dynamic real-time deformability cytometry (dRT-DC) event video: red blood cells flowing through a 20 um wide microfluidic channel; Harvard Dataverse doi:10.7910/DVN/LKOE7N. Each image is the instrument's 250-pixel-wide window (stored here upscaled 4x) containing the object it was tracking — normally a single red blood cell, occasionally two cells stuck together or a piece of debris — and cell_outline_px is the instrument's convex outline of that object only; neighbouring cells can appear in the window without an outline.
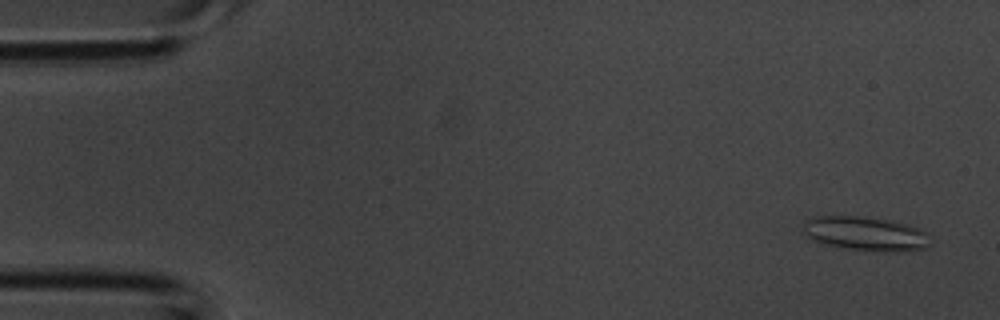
{"species": "common noctule bat (a hibernating species)", "species_latin": "Nyctalus noctula", "temperature_condition": "room temperature", "stored_images_in_passage": 6, "camera_frame_rate_fps": 3000, "um_per_image_px": 0.085, "animal": {"sex": "male", "body_mass_g": 20.1, "forearm_length_mm": 53.5}, "frame": {"image": 1, "passage_image": 1, "time_ms": 0.0, "image_size_px": [1000, 320], "cell_outline_px": [[928, 248], [908, 252], [884, 252], [844, 248], [824, 244], [812, 240], [804, 232], [804, 220], [816, 216], [864, 216], [892, 220], [908, 224], [920, 228], [928, 232]], "centroid_in_image_um": [73.62, 19.86], "position_along_channel_um": 11.4, "area_um2": 25.78}}